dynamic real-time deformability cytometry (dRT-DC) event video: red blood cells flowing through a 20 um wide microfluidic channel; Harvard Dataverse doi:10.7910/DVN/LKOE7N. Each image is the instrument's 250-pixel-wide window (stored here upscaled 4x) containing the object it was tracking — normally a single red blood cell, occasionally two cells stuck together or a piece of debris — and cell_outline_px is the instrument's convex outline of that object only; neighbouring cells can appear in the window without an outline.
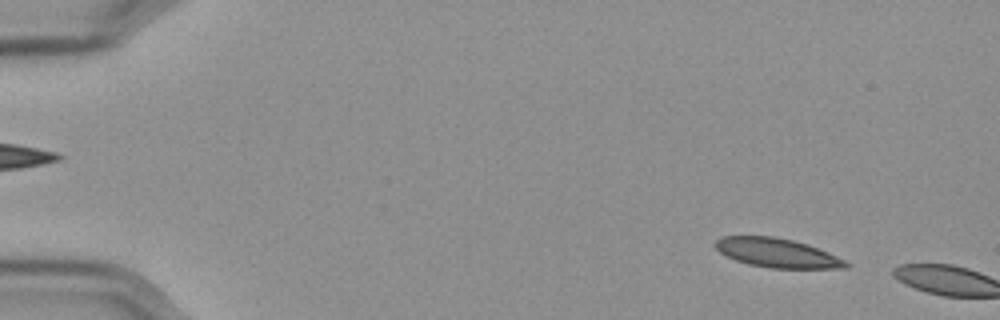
{"species": "Egyptian fruit bat (a non-hibernating species)", "species_latin": "Rousettus aegyptiacus", "temperature_condition": "cold", "stored_images_in_passage": 7, "camera_frame_rate_fps": 3000, "um_per_image_px": 0.085, "frame": {"image": 1, "passage_image": 5, "time_ms": 1.333, "image_size_px": [1000, 320], "cell_outline_px": [[848, 268], [772, 268], [748, 264], [736, 260], [720, 252], [712, 244], [716, 240], [724, 236], [772, 236], [792, 240], [816, 248], [844, 260], [848, 264]], "centroid_in_image_um": [65.99, 21.49], "position_along_channel_um": 19.0, "area_um2": 21.68}}